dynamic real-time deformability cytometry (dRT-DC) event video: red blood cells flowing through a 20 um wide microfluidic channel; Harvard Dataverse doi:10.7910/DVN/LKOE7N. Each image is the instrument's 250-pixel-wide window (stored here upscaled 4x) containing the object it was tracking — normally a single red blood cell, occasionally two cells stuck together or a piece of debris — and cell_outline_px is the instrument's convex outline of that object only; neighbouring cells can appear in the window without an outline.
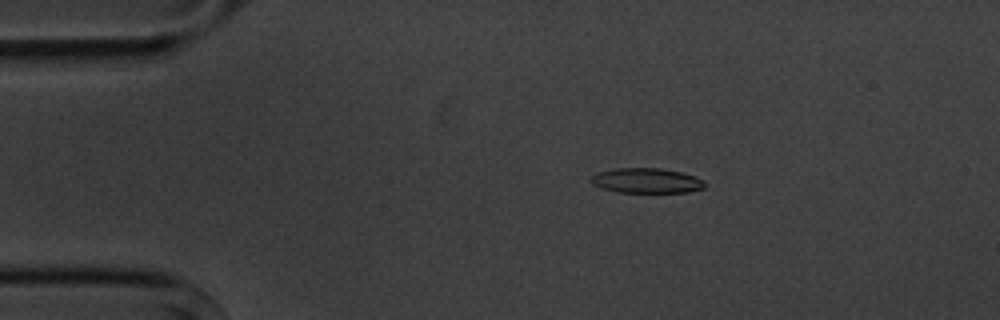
{"species": "common noctule bat (a hibernating species)", "species_latin": "Nyctalus noctula", "temperature_condition": "cold", "stored_images_in_passage": 9, "camera_frame_rate_fps": 3000, "um_per_image_px": 0.085, "animal": {"sex": "male", "body_mass_g": 20.1, "forearm_length_mm": 53.5}, "frame": {"image": 1, "passage_image": 3, "time_ms": 2.333, "image_size_px": [1000, 320], "cell_outline_px": [[704, 188], [688, 192], [616, 192], [600, 188], [592, 184], [588, 180], [592, 176], [600, 172], [612, 168], [660, 168], [680, 172], [696, 176], [704, 180]], "centroid_in_image_um": [54.92, 15.35], "position_along_channel_um": 30.1, "area_um2": 16.65}}
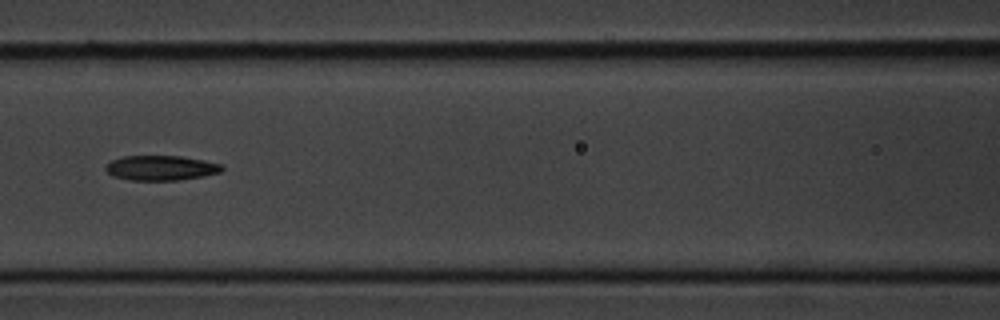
{"frame": {"image": 2, "passage_image": 7, "time_ms": 7.0, "image_size_px": [1000, 320], "cell_outline_px": [[224, 168], [220, 172], [204, 176], [180, 180], [132, 180], [112, 176], [104, 168], [112, 160], [124, 156], [180, 156], [204, 160], [224, 164]], "centroid_in_image_um": [13.72, 14.27], "position_along_channel_um": 152.9, "area_um2": 16.88}}
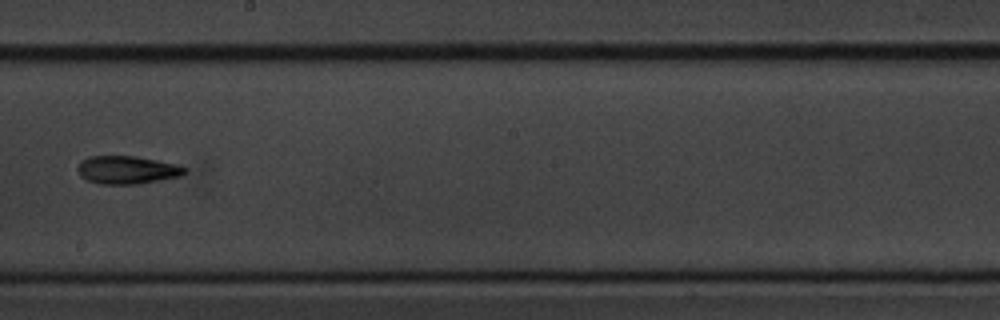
{"frame": {"image": 3, "passage_image": 9, "time_ms": 9.333, "image_size_px": [1000, 320], "cell_outline_px": [[188, 168], [180, 176], [160, 180], [136, 184], [100, 184], [84, 180], [80, 176], [76, 168], [88, 156], [136, 156], [176, 164]], "centroid_in_image_um": [10.77, 14.45], "position_along_channel_um": 237.4, "area_um2": 17.46}}